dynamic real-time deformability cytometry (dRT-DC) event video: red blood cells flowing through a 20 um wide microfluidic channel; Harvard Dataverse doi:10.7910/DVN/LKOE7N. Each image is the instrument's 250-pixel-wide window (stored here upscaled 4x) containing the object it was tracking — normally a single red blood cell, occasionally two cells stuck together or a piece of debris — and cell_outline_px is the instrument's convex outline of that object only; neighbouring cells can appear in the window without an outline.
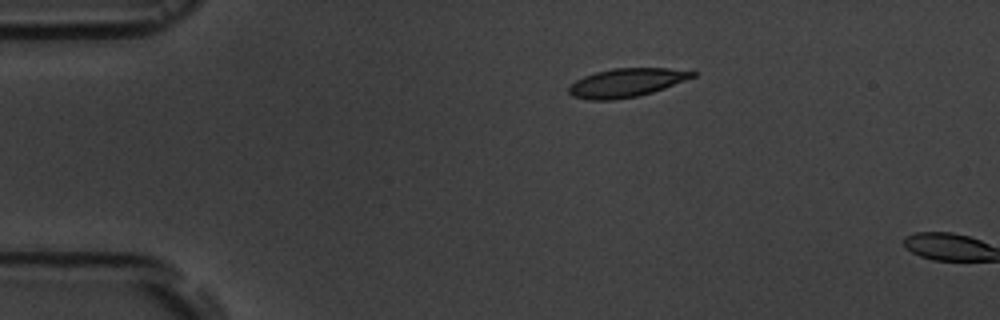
{"species": "common noctule bat (a hibernating species)", "species_latin": "Nyctalus noctula", "temperature_condition": "room temperature", "stored_images_in_passage": 2, "camera_frame_rate_fps": 3000, "um_per_image_px": 0.085, "animal": {"sex": "male", "body_mass_g": 19.5, "forearm_length_mm": 54.6}, "frame": {"image": 1, "passage_image": 1, "time_ms": 0.0, "image_size_px": [1000, 320], "cell_outline_px": [[696, 76], [664, 88], [652, 92], [636, 96], [612, 100], [588, 100], [572, 96], [568, 92], [568, 84], [584, 76], [596, 72], [612, 68], [668, 68], [696, 72]], "centroid_in_image_um": [53.19, 7.03], "position_along_channel_um": 31.8, "area_um2": 20.58}}